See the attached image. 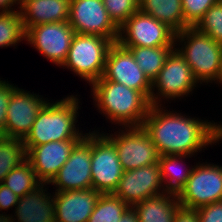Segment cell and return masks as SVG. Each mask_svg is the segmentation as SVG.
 Segmentation results:
<instances>
[{
    "instance_id": "cell-1",
    "label": "cell",
    "mask_w": 222,
    "mask_h": 222,
    "mask_svg": "<svg viewBox=\"0 0 222 222\" xmlns=\"http://www.w3.org/2000/svg\"><path fill=\"white\" fill-rule=\"evenodd\" d=\"M166 107L151 105L142 124L159 155H192L195 158V154L197 156L208 146L217 145L213 120L209 122Z\"/></svg>"
},
{
    "instance_id": "cell-2",
    "label": "cell",
    "mask_w": 222,
    "mask_h": 222,
    "mask_svg": "<svg viewBox=\"0 0 222 222\" xmlns=\"http://www.w3.org/2000/svg\"><path fill=\"white\" fill-rule=\"evenodd\" d=\"M90 88L93 105L109 122L121 127L142 126L151 107L142 92L109 80H97Z\"/></svg>"
},
{
    "instance_id": "cell-3",
    "label": "cell",
    "mask_w": 222,
    "mask_h": 222,
    "mask_svg": "<svg viewBox=\"0 0 222 222\" xmlns=\"http://www.w3.org/2000/svg\"><path fill=\"white\" fill-rule=\"evenodd\" d=\"M79 95H68L62 99L49 102L42 107L31 127L30 132L23 139L25 147H34L52 141L82 139L85 134L78 123L80 110ZM78 115V116H77Z\"/></svg>"
},
{
    "instance_id": "cell-4",
    "label": "cell",
    "mask_w": 222,
    "mask_h": 222,
    "mask_svg": "<svg viewBox=\"0 0 222 222\" xmlns=\"http://www.w3.org/2000/svg\"><path fill=\"white\" fill-rule=\"evenodd\" d=\"M174 46L191 67L199 85L217 82L221 68L222 44L195 27H187L175 34Z\"/></svg>"
},
{
    "instance_id": "cell-5",
    "label": "cell",
    "mask_w": 222,
    "mask_h": 222,
    "mask_svg": "<svg viewBox=\"0 0 222 222\" xmlns=\"http://www.w3.org/2000/svg\"><path fill=\"white\" fill-rule=\"evenodd\" d=\"M114 43L100 35L75 33L67 57L60 66L67 68L89 86L103 76L109 48Z\"/></svg>"
},
{
    "instance_id": "cell-6",
    "label": "cell",
    "mask_w": 222,
    "mask_h": 222,
    "mask_svg": "<svg viewBox=\"0 0 222 222\" xmlns=\"http://www.w3.org/2000/svg\"><path fill=\"white\" fill-rule=\"evenodd\" d=\"M198 84L191 67L174 48L167 56L158 76L152 81L151 105H163V102L165 105V101L170 100L171 103L173 100L188 97L193 93V89L196 90Z\"/></svg>"
},
{
    "instance_id": "cell-7",
    "label": "cell",
    "mask_w": 222,
    "mask_h": 222,
    "mask_svg": "<svg viewBox=\"0 0 222 222\" xmlns=\"http://www.w3.org/2000/svg\"><path fill=\"white\" fill-rule=\"evenodd\" d=\"M177 197L181 207L194 210L222 201V166L208 161L196 162Z\"/></svg>"
},
{
    "instance_id": "cell-8",
    "label": "cell",
    "mask_w": 222,
    "mask_h": 222,
    "mask_svg": "<svg viewBox=\"0 0 222 222\" xmlns=\"http://www.w3.org/2000/svg\"><path fill=\"white\" fill-rule=\"evenodd\" d=\"M102 132L114 143L124 171L158 163L160 155L142 126L120 127L114 134Z\"/></svg>"
},
{
    "instance_id": "cell-9",
    "label": "cell",
    "mask_w": 222,
    "mask_h": 222,
    "mask_svg": "<svg viewBox=\"0 0 222 222\" xmlns=\"http://www.w3.org/2000/svg\"><path fill=\"white\" fill-rule=\"evenodd\" d=\"M92 189L101 194L113 193L123 175L114 143L100 130L91 131Z\"/></svg>"
},
{
    "instance_id": "cell-10",
    "label": "cell",
    "mask_w": 222,
    "mask_h": 222,
    "mask_svg": "<svg viewBox=\"0 0 222 222\" xmlns=\"http://www.w3.org/2000/svg\"><path fill=\"white\" fill-rule=\"evenodd\" d=\"M175 34L163 22L138 10L119 28L117 43L122 47L174 46Z\"/></svg>"
},
{
    "instance_id": "cell-11",
    "label": "cell",
    "mask_w": 222,
    "mask_h": 222,
    "mask_svg": "<svg viewBox=\"0 0 222 222\" xmlns=\"http://www.w3.org/2000/svg\"><path fill=\"white\" fill-rule=\"evenodd\" d=\"M74 35L68 21L47 23L30 27L25 33V42L60 67L67 57Z\"/></svg>"
},
{
    "instance_id": "cell-12",
    "label": "cell",
    "mask_w": 222,
    "mask_h": 222,
    "mask_svg": "<svg viewBox=\"0 0 222 222\" xmlns=\"http://www.w3.org/2000/svg\"><path fill=\"white\" fill-rule=\"evenodd\" d=\"M68 22L75 33L100 35L117 42L119 28L110 19L103 0H71Z\"/></svg>"
},
{
    "instance_id": "cell-13",
    "label": "cell",
    "mask_w": 222,
    "mask_h": 222,
    "mask_svg": "<svg viewBox=\"0 0 222 222\" xmlns=\"http://www.w3.org/2000/svg\"><path fill=\"white\" fill-rule=\"evenodd\" d=\"M91 129L72 149L68 160L48 183L55 192L92 188L91 175Z\"/></svg>"
},
{
    "instance_id": "cell-14",
    "label": "cell",
    "mask_w": 222,
    "mask_h": 222,
    "mask_svg": "<svg viewBox=\"0 0 222 222\" xmlns=\"http://www.w3.org/2000/svg\"><path fill=\"white\" fill-rule=\"evenodd\" d=\"M39 93L16 88L11 94L6 113L3 137L24 139L30 132L38 112L47 103L48 98Z\"/></svg>"
},
{
    "instance_id": "cell-15",
    "label": "cell",
    "mask_w": 222,
    "mask_h": 222,
    "mask_svg": "<svg viewBox=\"0 0 222 222\" xmlns=\"http://www.w3.org/2000/svg\"><path fill=\"white\" fill-rule=\"evenodd\" d=\"M98 80H109L142 92L149 100L152 82L138 67L132 53L114 43L108 51L103 76Z\"/></svg>"
},
{
    "instance_id": "cell-16",
    "label": "cell",
    "mask_w": 222,
    "mask_h": 222,
    "mask_svg": "<svg viewBox=\"0 0 222 222\" xmlns=\"http://www.w3.org/2000/svg\"><path fill=\"white\" fill-rule=\"evenodd\" d=\"M159 163L124 171L112 193L130 207L149 197L165 193Z\"/></svg>"
},
{
    "instance_id": "cell-17",
    "label": "cell",
    "mask_w": 222,
    "mask_h": 222,
    "mask_svg": "<svg viewBox=\"0 0 222 222\" xmlns=\"http://www.w3.org/2000/svg\"><path fill=\"white\" fill-rule=\"evenodd\" d=\"M81 139L52 141L34 147H25L26 160L42 183H49L68 160L72 149Z\"/></svg>"
},
{
    "instance_id": "cell-18",
    "label": "cell",
    "mask_w": 222,
    "mask_h": 222,
    "mask_svg": "<svg viewBox=\"0 0 222 222\" xmlns=\"http://www.w3.org/2000/svg\"><path fill=\"white\" fill-rule=\"evenodd\" d=\"M47 185L49 184L41 183L20 197L14 215L11 213L4 222H55L54 192H48Z\"/></svg>"
},
{
    "instance_id": "cell-19",
    "label": "cell",
    "mask_w": 222,
    "mask_h": 222,
    "mask_svg": "<svg viewBox=\"0 0 222 222\" xmlns=\"http://www.w3.org/2000/svg\"><path fill=\"white\" fill-rule=\"evenodd\" d=\"M100 195L92 188L54 192L55 222H88Z\"/></svg>"
},
{
    "instance_id": "cell-20",
    "label": "cell",
    "mask_w": 222,
    "mask_h": 222,
    "mask_svg": "<svg viewBox=\"0 0 222 222\" xmlns=\"http://www.w3.org/2000/svg\"><path fill=\"white\" fill-rule=\"evenodd\" d=\"M70 3L71 0H20L25 32L35 25L68 21Z\"/></svg>"
},
{
    "instance_id": "cell-21",
    "label": "cell",
    "mask_w": 222,
    "mask_h": 222,
    "mask_svg": "<svg viewBox=\"0 0 222 222\" xmlns=\"http://www.w3.org/2000/svg\"><path fill=\"white\" fill-rule=\"evenodd\" d=\"M132 207L139 222H173L181 205L176 193L165 192L149 197Z\"/></svg>"
},
{
    "instance_id": "cell-22",
    "label": "cell",
    "mask_w": 222,
    "mask_h": 222,
    "mask_svg": "<svg viewBox=\"0 0 222 222\" xmlns=\"http://www.w3.org/2000/svg\"><path fill=\"white\" fill-rule=\"evenodd\" d=\"M139 11L166 24L175 33L184 29L181 0H138Z\"/></svg>"
},
{
    "instance_id": "cell-23",
    "label": "cell",
    "mask_w": 222,
    "mask_h": 222,
    "mask_svg": "<svg viewBox=\"0 0 222 222\" xmlns=\"http://www.w3.org/2000/svg\"><path fill=\"white\" fill-rule=\"evenodd\" d=\"M192 155H160L159 166L166 192L178 194L186 185L193 166L184 167L185 160ZM183 163V166H182ZM183 168V169H182ZM189 168V169H188Z\"/></svg>"
},
{
    "instance_id": "cell-24",
    "label": "cell",
    "mask_w": 222,
    "mask_h": 222,
    "mask_svg": "<svg viewBox=\"0 0 222 222\" xmlns=\"http://www.w3.org/2000/svg\"><path fill=\"white\" fill-rule=\"evenodd\" d=\"M175 46L124 47L134 56L138 67L152 82L164 66V62Z\"/></svg>"
},
{
    "instance_id": "cell-25",
    "label": "cell",
    "mask_w": 222,
    "mask_h": 222,
    "mask_svg": "<svg viewBox=\"0 0 222 222\" xmlns=\"http://www.w3.org/2000/svg\"><path fill=\"white\" fill-rule=\"evenodd\" d=\"M26 161V149L23 139L0 138V183L6 175Z\"/></svg>"
},
{
    "instance_id": "cell-26",
    "label": "cell",
    "mask_w": 222,
    "mask_h": 222,
    "mask_svg": "<svg viewBox=\"0 0 222 222\" xmlns=\"http://www.w3.org/2000/svg\"><path fill=\"white\" fill-rule=\"evenodd\" d=\"M41 183L33 167L27 160L19 167L12 169L2 182V184L10 188L18 198L26 195Z\"/></svg>"
},
{
    "instance_id": "cell-27",
    "label": "cell",
    "mask_w": 222,
    "mask_h": 222,
    "mask_svg": "<svg viewBox=\"0 0 222 222\" xmlns=\"http://www.w3.org/2000/svg\"><path fill=\"white\" fill-rule=\"evenodd\" d=\"M25 30L18 9L0 12V48L17 47L25 41Z\"/></svg>"
},
{
    "instance_id": "cell-28",
    "label": "cell",
    "mask_w": 222,
    "mask_h": 222,
    "mask_svg": "<svg viewBox=\"0 0 222 222\" xmlns=\"http://www.w3.org/2000/svg\"><path fill=\"white\" fill-rule=\"evenodd\" d=\"M129 207L112 193L101 194L88 222H118Z\"/></svg>"
},
{
    "instance_id": "cell-29",
    "label": "cell",
    "mask_w": 222,
    "mask_h": 222,
    "mask_svg": "<svg viewBox=\"0 0 222 222\" xmlns=\"http://www.w3.org/2000/svg\"><path fill=\"white\" fill-rule=\"evenodd\" d=\"M194 27L222 44V5H212Z\"/></svg>"
},
{
    "instance_id": "cell-30",
    "label": "cell",
    "mask_w": 222,
    "mask_h": 222,
    "mask_svg": "<svg viewBox=\"0 0 222 222\" xmlns=\"http://www.w3.org/2000/svg\"><path fill=\"white\" fill-rule=\"evenodd\" d=\"M103 3L110 19L118 28L139 10L138 0H103Z\"/></svg>"
},
{
    "instance_id": "cell-31",
    "label": "cell",
    "mask_w": 222,
    "mask_h": 222,
    "mask_svg": "<svg viewBox=\"0 0 222 222\" xmlns=\"http://www.w3.org/2000/svg\"><path fill=\"white\" fill-rule=\"evenodd\" d=\"M182 10L184 13V29L187 27H194L198 21L204 16L205 12L217 0H181Z\"/></svg>"
},
{
    "instance_id": "cell-32",
    "label": "cell",
    "mask_w": 222,
    "mask_h": 222,
    "mask_svg": "<svg viewBox=\"0 0 222 222\" xmlns=\"http://www.w3.org/2000/svg\"><path fill=\"white\" fill-rule=\"evenodd\" d=\"M0 78V131L3 132L6 124V113L11 94L18 87L7 80Z\"/></svg>"
},
{
    "instance_id": "cell-33",
    "label": "cell",
    "mask_w": 222,
    "mask_h": 222,
    "mask_svg": "<svg viewBox=\"0 0 222 222\" xmlns=\"http://www.w3.org/2000/svg\"><path fill=\"white\" fill-rule=\"evenodd\" d=\"M199 222H222V201L196 209Z\"/></svg>"
},
{
    "instance_id": "cell-34",
    "label": "cell",
    "mask_w": 222,
    "mask_h": 222,
    "mask_svg": "<svg viewBox=\"0 0 222 222\" xmlns=\"http://www.w3.org/2000/svg\"><path fill=\"white\" fill-rule=\"evenodd\" d=\"M18 196L4 184L0 183V222H4L8 217L9 214H5L6 212L2 213L7 210H12L18 203Z\"/></svg>"
},
{
    "instance_id": "cell-35",
    "label": "cell",
    "mask_w": 222,
    "mask_h": 222,
    "mask_svg": "<svg viewBox=\"0 0 222 222\" xmlns=\"http://www.w3.org/2000/svg\"><path fill=\"white\" fill-rule=\"evenodd\" d=\"M173 222H199V220L196 210L180 207Z\"/></svg>"
},
{
    "instance_id": "cell-36",
    "label": "cell",
    "mask_w": 222,
    "mask_h": 222,
    "mask_svg": "<svg viewBox=\"0 0 222 222\" xmlns=\"http://www.w3.org/2000/svg\"><path fill=\"white\" fill-rule=\"evenodd\" d=\"M15 7L20 8V0H0V12L15 11Z\"/></svg>"
},
{
    "instance_id": "cell-37",
    "label": "cell",
    "mask_w": 222,
    "mask_h": 222,
    "mask_svg": "<svg viewBox=\"0 0 222 222\" xmlns=\"http://www.w3.org/2000/svg\"><path fill=\"white\" fill-rule=\"evenodd\" d=\"M118 222H139V219L133 207H129Z\"/></svg>"
},
{
    "instance_id": "cell-38",
    "label": "cell",
    "mask_w": 222,
    "mask_h": 222,
    "mask_svg": "<svg viewBox=\"0 0 222 222\" xmlns=\"http://www.w3.org/2000/svg\"><path fill=\"white\" fill-rule=\"evenodd\" d=\"M215 137H216V143H222V122L219 124L215 122ZM221 141V142H219Z\"/></svg>"
},
{
    "instance_id": "cell-39",
    "label": "cell",
    "mask_w": 222,
    "mask_h": 222,
    "mask_svg": "<svg viewBox=\"0 0 222 222\" xmlns=\"http://www.w3.org/2000/svg\"><path fill=\"white\" fill-rule=\"evenodd\" d=\"M216 84H218V86H219V84H220V87H221V85H222V59H221L220 74H219V76H218V79H217Z\"/></svg>"
},
{
    "instance_id": "cell-40",
    "label": "cell",
    "mask_w": 222,
    "mask_h": 222,
    "mask_svg": "<svg viewBox=\"0 0 222 222\" xmlns=\"http://www.w3.org/2000/svg\"><path fill=\"white\" fill-rule=\"evenodd\" d=\"M217 1H218V3H219V4H221V5H222V0H217Z\"/></svg>"
}]
</instances>
